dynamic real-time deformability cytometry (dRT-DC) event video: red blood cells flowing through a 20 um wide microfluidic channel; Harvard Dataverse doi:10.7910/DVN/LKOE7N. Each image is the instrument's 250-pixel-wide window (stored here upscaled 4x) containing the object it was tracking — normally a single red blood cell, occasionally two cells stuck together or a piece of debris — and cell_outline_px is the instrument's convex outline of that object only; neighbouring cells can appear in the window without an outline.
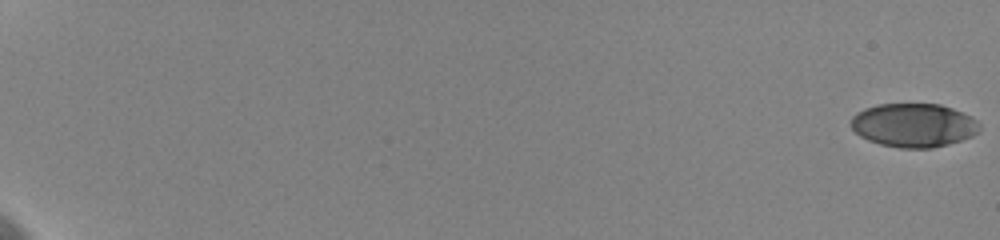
{"species": "human", "species_latin": "Homo sapiens", "temperature_condition": "cold", "stored_images_in_passage": 16, "camera_frame_rate_fps": 3000, "um_per_image_px": 0.085, "donor": {"sex": "female"}, "frame": {"image": 1, "passage_image": 1, "time_ms": 0.0, "image_size_px": [1000, 240], "cell_outline_px": [[980, 132], [972, 136], [948, 144], [932, 148], [900, 148], [880, 144], [868, 140], [860, 136], [848, 124], [852, 116], [856, 112], [864, 108], [876, 104], [940, 104], [952, 108], [972, 116], [980, 124]], "centroid_in_image_um": [77.64, 10.64], "position_along_channel_um": 7.4, "area_um2": 33.06}}
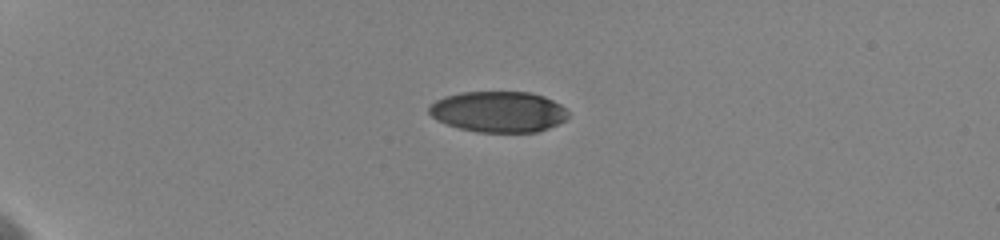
{"frame": {"image": 2, "passage_image": 13, "time_ms": 5.667, "image_size_px": [1000, 240], "cell_outline_px": [[568, 116], [564, 120], [548, 128], [536, 132], [476, 132], [460, 128], [436, 120], [428, 112], [428, 108], [436, 100], [444, 96], [460, 92], [532, 92], [544, 96], [560, 104], [568, 112]], "centroid_in_image_um": [42.35, 9.49], "position_along_channel_um": 42.6, "area_um2": 33.12}}